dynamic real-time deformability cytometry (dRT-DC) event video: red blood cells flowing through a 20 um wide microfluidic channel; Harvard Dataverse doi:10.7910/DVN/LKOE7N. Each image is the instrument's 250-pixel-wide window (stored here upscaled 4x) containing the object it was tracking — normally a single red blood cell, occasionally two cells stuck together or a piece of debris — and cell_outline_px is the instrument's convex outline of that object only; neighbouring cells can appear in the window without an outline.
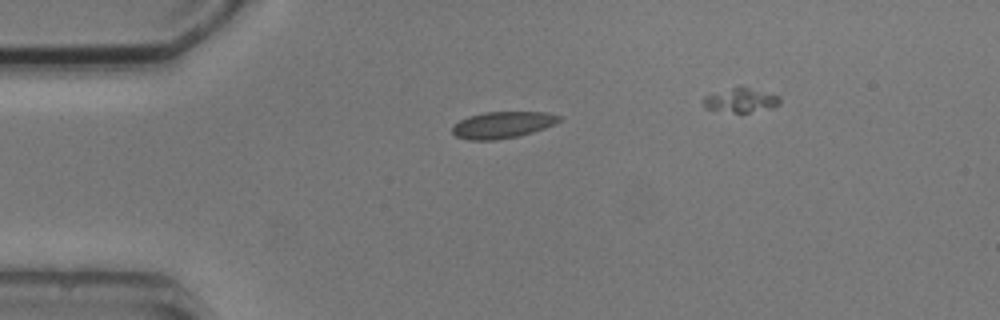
{"species": "common noctule bat (a hibernating species)", "species_latin": "Nyctalus noctula", "temperature_condition": "cold", "stored_images_in_passage": 7, "camera_frame_rate_fps": 3000, "um_per_image_px": 0.085, "animal": {"sex": "male", "body_mass_g": 20.5, "forearm_length_mm": 52.5}, "frame": {"image": 1, "passage_image": 1, "time_ms": 0.0, "image_size_px": [1000, 320], "cell_outline_px": [[560, 120], [556, 124], [532, 132], [516, 136], [496, 140], [468, 140], [456, 136], [452, 132], [452, 128], [460, 120], [468, 116], [484, 112], [548, 112], [560, 116]], "centroid_in_image_um": [42.71, 10.61], "position_along_channel_um": 42.3, "area_um2": 16.47}}
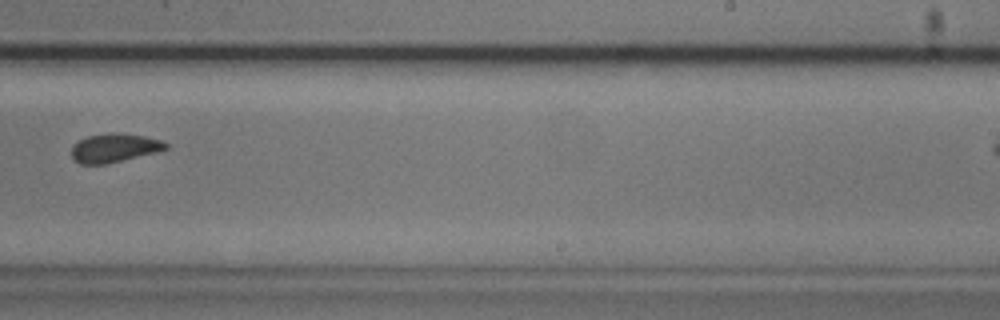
{"frame": {"image": 2, "passage_image": 7, "time_ms": 7.0, "image_size_px": [1000, 320], "cell_outline_px": [[168, 148], [156, 152], [104, 164], [80, 164], [72, 160], [72, 144], [88, 136], [108, 132], [112, 132], [144, 136], [160, 140], [168, 144]], "centroid_in_image_um": [9.67, 12.57], "position_along_channel_um": 279.3, "area_um2": 15.66}}